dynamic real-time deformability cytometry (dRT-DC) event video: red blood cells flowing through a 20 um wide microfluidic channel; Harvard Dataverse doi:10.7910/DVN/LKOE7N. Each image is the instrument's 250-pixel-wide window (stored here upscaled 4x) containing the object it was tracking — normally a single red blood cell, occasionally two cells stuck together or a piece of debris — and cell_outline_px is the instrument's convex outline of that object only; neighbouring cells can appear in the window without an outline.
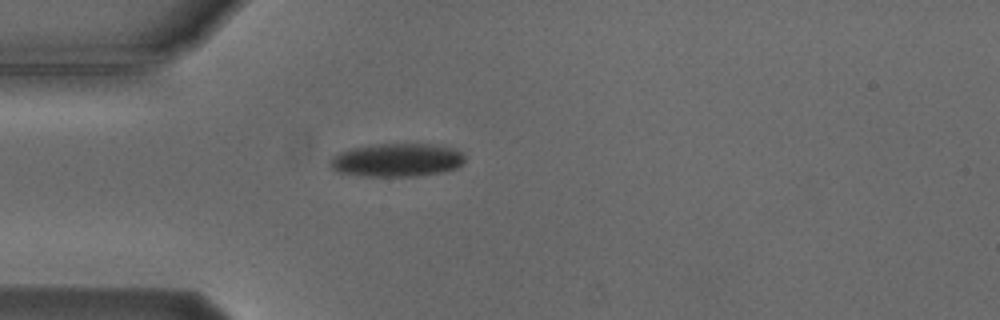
{"species": "Egyptian fruit bat (a non-hibernating species)", "species_latin": "Rousettus aegyptiacus", "temperature_condition": "cold", "stored_images_in_passage": 1, "camera_frame_rate_fps": 3000, "um_per_image_px": 0.085, "animal": {"sex": "male"}, "frame": {"image": 1, "passage_image": 1, "time_ms": 0.0, "image_size_px": [1000, 320], "cell_outline_px": [[464, 164], [456, 168], [440, 172], [420, 176], [360, 176], [336, 172], [328, 164], [332, 156], [340, 152], [352, 148], [380, 144], [432, 144], [452, 148], [460, 152], [464, 156]], "centroid_in_image_um": [33.71, 13.61], "position_along_channel_um": 51.3, "area_um2": 26.18}}